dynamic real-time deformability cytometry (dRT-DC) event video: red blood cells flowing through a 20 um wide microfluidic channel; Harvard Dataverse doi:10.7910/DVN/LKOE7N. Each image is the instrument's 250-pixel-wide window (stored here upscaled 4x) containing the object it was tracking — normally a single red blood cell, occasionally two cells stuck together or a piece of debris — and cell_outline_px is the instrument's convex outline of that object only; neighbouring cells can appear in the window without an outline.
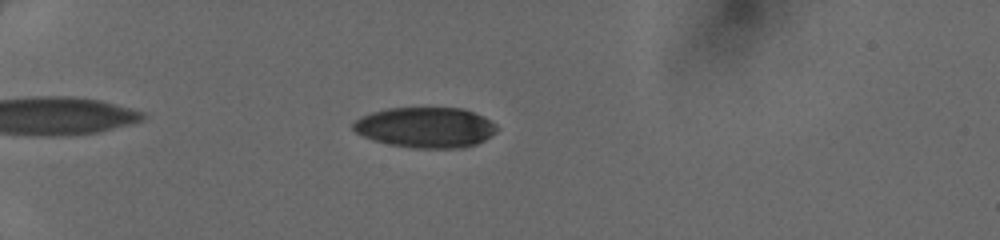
{"species": "human", "species_latin": "Homo sapiens", "temperature_condition": "cold", "stored_images_in_passage": 44, "camera_frame_rate_fps": 3000, "um_per_image_px": 0.085, "donor": {"sex": "female"}, "frame": {"image": 1, "passage_image": 10, "time_ms": 3.0, "image_size_px": [1000, 240], "cell_outline_px": [[500, 128], [496, 132], [484, 140], [476, 144], [464, 148], [412, 148], [388, 144], [364, 136], [356, 132], [352, 128], [352, 124], [360, 116], [372, 112], [388, 108], [464, 108], [484, 116], [496, 124]], "centroid_in_image_um": [36.21, 10.83], "position_along_channel_um": 48.8, "area_um2": 34.04}}
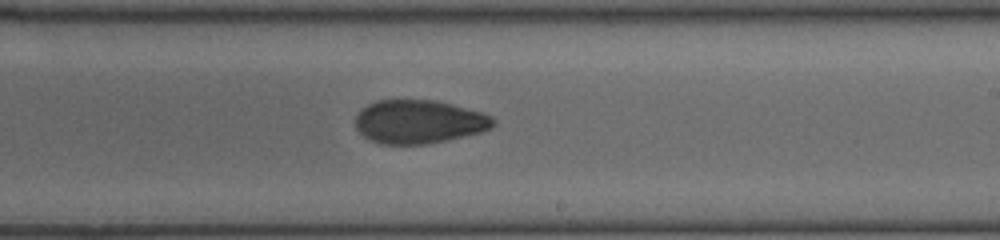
{"frame": {"image": 2, "passage_image": 27, "time_ms": 8.667, "image_size_px": [1000, 240], "cell_outline_px": [[496, 124], [492, 128], [480, 132], [448, 140], [428, 144], [380, 144], [364, 136], [356, 128], [356, 112], [360, 108], [376, 100], [436, 100], [484, 112], [492, 116], [496, 120]], "centroid_in_image_um": [35.63, 10.34], "position_along_channel_um": 253.4, "area_um2": 35.32}}
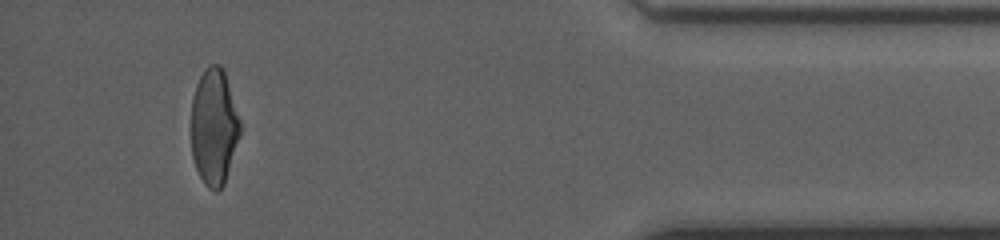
{"frame": {"image": 3, "passage_image": 41, "time_ms": 13.333, "image_size_px": [1000, 240], "cell_outline_px": [[240, 136], [224, 184], [216, 192], [208, 188], [204, 184], [196, 168], [192, 156], [192, 96], [196, 84], [204, 68], [208, 64], [220, 64], [224, 68], [240, 120]], "centroid_in_image_um": [18.19, 10.75], "position_along_channel_um": 417.0, "area_um2": 33.35}}